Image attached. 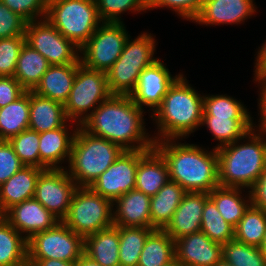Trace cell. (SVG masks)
<instances>
[{"instance_id":"e0dca14e","label":"cell","mask_w":266,"mask_h":266,"mask_svg":"<svg viewBox=\"0 0 266 266\" xmlns=\"http://www.w3.org/2000/svg\"><path fill=\"white\" fill-rule=\"evenodd\" d=\"M175 258L183 266H214L222 259V245L198 231L175 240Z\"/></svg>"},{"instance_id":"d590c367","label":"cell","mask_w":266,"mask_h":266,"mask_svg":"<svg viewBox=\"0 0 266 266\" xmlns=\"http://www.w3.org/2000/svg\"><path fill=\"white\" fill-rule=\"evenodd\" d=\"M201 231L213 242L221 245L234 239V228L223 219L210 197L205 201L203 208Z\"/></svg>"},{"instance_id":"60d3db41","label":"cell","mask_w":266,"mask_h":266,"mask_svg":"<svg viewBox=\"0 0 266 266\" xmlns=\"http://www.w3.org/2000/svg\"><path fill=\"white\" fill-rule=\"evenodd\" d=\"M25 36L0 39V76H14Z\"/></svg>"},{"instance_id":"f35d334b","label":"cell","mask_w":266,"mask_h":266,"mask_svg":"<svg viewBox=\"0 0 266 266\" xmlns=\"http://www.w3.org/2000/svg\"><path fill=\"white\" fill-rule=\"evenodd\" d=\"M8 142L24 166L39 168V133L30 129L11 137Z\"/></svg>"},{"instance_id":"f546056e","label":"cell","mask_w":266,"mask_h":266,"mask_svg":"<svg viewBox=\"0 0 266 266\" xmlns=\"http://www.w3.org/2000/svg\"><path fill=\"white\" fill-rule=\"evenodd\" d=\"M30 91H25L17 100L0 108V140H9L29 129Z\"/></svg>"},{"instance_id":"ffe728a7","label":"cell","mask_w":266,"mask_h":266,"mask_svg":"<svg viewBox=\"0 0 266 266\" xmlns=\"http://www.w3.org/2000/svg\"><path fill=\"white\" fill-rule=\"evenodd\" d=\"M169 180L168 166L162 155L154 147L150 150H139L135 189L152 197Z\"/></svg>"},{"instance_id":"4316f807","label":"cell","mask_w":266,"mask_h":266,"mask_svg":"<svg viewBox=\"0 0 266 266\" xmlns=\"http://www.w3.org/2000/svg\"><path fill=\"white\" fill-rule=\"evenodd\" d=\"M187 191L169 180L150 201L151 228L164 229Z\"/></svg>"},{"instance_id":"d4e9b609","label":"cell","mask_w":266,"mask_h":266,"mask_svg":"<svg viewBox=\"0 0 266 266\" xmlns=\"http://www.w3.org/2000/svg\"><path fill=\"white\" fill-rule=\"evenodd\" d=\"M68 121L64 104L30 91V130L47 132L64 126Z\"/></svg>"},{"instance_id":"d6986e66","label":"cell","mask_w":266,"mask_h":266,"mask_svg":"<svg viewBox=\"0 0 266 266\" xmlns=\"http://www.w3.org/2000/svg\"><path fill=\"white\" fill-rule=\"evenodd\" d=\"M254 0H204L193 20L198 24H240L256 12Z\"/></svg>"},{"instance_id":"4fadbf2b","label":"cell","mask_w":266,"mask_h":266,"mask_svg":"<svg viewBox=\"0 0 266 266\" xmlns=\"http://www.w3.org/2000/svg\"><path fill=\"white\" fill-rule=\"evenodd\" d=\"M77 188V184L65 168L46 169L38 177L34 198L62 221L68 214Z\"/></svg>"},{"instance_id":"603a6c76","label":"cell","mask_w":266,"mask_h":266,"mask_svg":"<svg viewBox=\"0 0 266 266\" xmlns=\"http://www.w3.org/2000/svg\"><path fill=\"white\" fill-rule=\"evenodd\" d=\"M45 169L23 166L0 185V211L4 214L14 205L34 197L39 175Z\"/></svg>"},{"instance_id":"7402d4cb","label":"cell","mask_w":266,"mask_h":266,"mask_svg":"<svg viewBox=\"0 0 266 266\" xmlns=\"http://www.w3.org/2000/svg\"><path fill=\"white\" fill-rule=\"evenodd\" d=\"M150 201L151 197L136 189L120 196L113 203L114 226L151 228Z\"/></svg>"},{"instance_id":"277c9868","label":"cell","mask_w":266,"mask_h":266,"mask_svg":"<svg viewBox=\"0 0 266 266\" xmlns=\"http://www.w3.org/2000/svg\"><path fill=\"white\" fill-rule=\"evenodd\" d=\"M265 136L250 130L246 143L237 140L217 151L218 182L221 187L251 189L266 170Z\"/></svg>"},{"instance_id":"e575fe53","label":"cell","mask_w":266,"mask_h":266,"mask_svg":"<svg viewBox=\"0 0 266 266\" xmlns=\"http://www.w3.org/2000/svg\"><path fill=\"white\" fill-rule=\"evenodd\" d=\"M153 228L119 226L120 266H138L145 241Z\"/></svg>"},{"instance_id":"7c38bea8","label":"cell","mask_w":266,"mask_h":266,"mask_svg":"<svg viewBox=\"0 0 266 266\" xmlns=\"http://www.w3.org/2000/svg\"><path fill=\"white\" fill-rule=\"evenodd\" d=\"M25 39L50 65L81 63L80 48L65 38L46 18L27 22Z\"/></svg>"},{"instance_id":"ee69618b","label":"cell","mask_w":266,"mask_h":266,"mask_svg":"<svg viewBox=\"0 0 266 266\" xmlns=\"http://www.w3.org/2000/svg\"><path fill=\"white\" fill-rule=\"evenodd\" d=\"M27 21L0 0V39L25 36Z\"/></svg>"},{"instance_id":"681fc988","label":"cell","mask_w":266,"mask_h":266,"mask_svg":"<svg viewBox=\"0 0 266 266\" xmlns=\"http://www.w3.org/2000/svg\"><path fill=\"white\" fill-rule=\"evenodd\" d=\"M263 44H264L263 46L259 47L260 48L259 51H257L258 54L255 60L256 65L254 66L255 67L254 80L266 78V41Z\"/></svg>"},{"instance_id":"7dc6e473","label":"cell","mask_w":266,"mask_h":266,"mask_svg":"<svg viewBox=\"0 0 266 266\" xmlns=\"http://www.w3.org/2000/svg\"><path fill=\"white\" fill-rule=\"evenodd\" d=\"M249 191L252 205L266 212V170L260 175L259 179Z\"/></svg>"},{"instance_id":"ba28073f","label":"cell","mask_w":266,"mask_h":266,"mask_svg":"<svg viewBox=\"0 0 266 266\" xmlns=\"http://www.w3.org/2000/svg\"><path fill=\"white\" fill-rule=\"evenodd\" d=\"M113 203L90 187H78L62 222L83 238L113 226Z\"/></svg>"},{"instance_id":"ac0fdd59","label":"cell","mask_w":266,"mask_h":266,"mask_svg":"<svg viewBox=\"0 0 266 266\" xmlns=\"http://www.w3.org/2000/svg\"><path fill=\"white\" fill-rule=\"evenodd\" d=\"M208 198L206 192H186L171 221L163 230L174 241L201 231L202 212Z\"/></svg>"},{"instance_id":"ab89813d","label":"cell","mask_w":266,"mask_h":266,"mask_svg":"<svg viewBox=\"0 0 266 266\" xmlns=\"http://www.w3.org/2000/svg\"><path fill=\"white\" fill-rule=\"evenodd\" d=\"M97 11L102 22H123L121 13L132 11L140 13L148 9V0H95ZM119 16V17H118Z\"/></svg>"},{"instance_id":"cb8c5ba5","label":"cell","mask_w":266,"mask_h":266,"mask_svg":"<svg viewBox=\"0 0 266 266\" xmlns=\"http://www.w3.org/2000/svg\"><path fill=\"white\" fill-rule=\"evenodd\" d=\"M80 64L51 65L33 92L39 96L65 104Z\"/></svg>"},{"instance_id":"bcb514c9","label":"cell","mask_w":266,"mask_h":266,"mask_svg":"<svg viewBox=\"0 0 266 266\" xmlns=\"http://www.w3.org/2000/svg\"><path fill=\"white\" fill-rule=\"evenodd\" d=\"M25 91L14 76H0V108L17 100Z\"/></svg>"},{"instance_id":"816d5d0a","label":"cell","mask_w":266,"mask_h":266,"mask_svg":"<svg viewBox=\"0 0 266 266\" xmlns=\"http://www.w3.org/2000/svg\"><path fill=\"white\" fill-rule=\"evenodd\" d=\"M76 266H102L98 262L94 261L86 254H82L80 258L76 261Z\"/></svg>"},{"instance_id":"9f6ffc18","label":"cell","mask_w":266,"mask_h":266,"mask_svg":"<svg viewBox=\"0 0 266 266\" xmlns=\"http://www.w3.org/2000/svg\"><path fill=\"white\" fill-rule=\"evenodd\" d=\"M20 266H35L33 263H30L29 261H26L25 263H23Z\"/></svg>"},{"instance_id":"8992f818","label":"cell","mask_w":266,"mask_h":266,"mask_svg":"<svg viewBox=\"0 0 266 266\" xmlns=\"http://www.w3.org/2000/svg\"><path fill=\"white\" fill-rule=\"evenodd\" d=\"M130 38L127 39L120 57L106 71L112 95H130L137 86L141 72L158 60L153 57L156 40L151 33H141L132 41Z\"/></svg>"},{"instance_id":"5bb4252c","label":"cell","mask_w":266,"mask_h":266,"mask_svg":"<svg viewBox=\"0 0 266 266\" xmlns=\"http://www.w3.org/2000/svg\"><path fill=\"white\" fill-rule=\"evenodd\" d=\"M139 150L124 151L91 185L90 188L114 203L135 189Z\"/></svg>"},{"instance_id":"6da1fadb","label":"cell","mask_w":266,"mask_h":266,"mask_svg":"<svg viewBox=\"0 0 266 266\" xmlns=\"http://www.w3.org/2000/svg\"><path fill=\"white\" fill-rule=\"evenodd\" d=\"M144 109L130 95H111L82 123L88 133L109 140L124 151L150 150L154 139L146 133Z\"/></svg>"},{"instance_id":"8fae6325","label":"cell","mask_w":266,"mask_h":266,"mask_svg":"<svg viewBox=\"0 0 266 266\" xmlns=\"http://www.w3.org/2000/svg\"><path fill=\"white\" fill-rule=\"evenodd\" d=\"M28 259H57L76 262L84 253V238L62 221L33 234L28 240Z\"/></svg>"},{"instance_id":"2e32d148","label":"cell","mask_w":266,"mask_h":266,"mask_svg":"<svg viewBox=\"0 0 266 266\" xmlns=\"http://www.w3.org/2000/svg\"><path fill=\"white\" fill-rule=\"evenodd\" d=\"M3 217L21 235L25 233L27 240L33 234L48 230L60 221L34 197L14 205Z\"/></svg>"},{"instance_id":"f6af8a7d","label":"cell","mask_w":266,"mask_h":266,"mask_svg":"<svg viewBox=\"0 0 266 266\" xmlns=\"http://www.w3.org/2000/svg\"><path fill=\"white\" fill-rule=\"evenodd\" d=\"M23 166L12 145L7 140H0V185Z\"/></svg>"},{"instance_id":"74e56055","label":"cell","mask_w":266,"mask_h":266,"mask_svg":"<svg viewBox=\"0 0 266 266\" xmlns=\"http://www.w3.org/2000/svg\"><path fill=\"white\" fill-rule=\"evenodd\" d=\"M222 258L232 266H266V259L260 248L236 239L222 245Z\"/></svg>"},{"instance_id":"44dd1931","label":"cell","mask_w":266,"mask_h":266,"mask_svg":"<svg viewBox=\"0 0 266 266\" xmlns=\"http://www.w3.org/2000/svg\"><path fill=\"white\" fill-rule=\"evenodd\" d=\"M76 131L77 128L71 134V132H68L67 126L64 125L60 128L39 133L40 169H64L59 164L64 160L69 162Z\"/></svg>"},{"instance_id":"30bf717a","label":"cell","mask_w":266,"mask_h":266,"mask_svg":"<svg viewBox=\"0 0 266 266\" xmlns=\"http://www.w3.org/2000/svg\"><path fill=\"white\" fill-rule=\"evenodd\" d=\"M130 37L123 22H102L80 48V61L90 69L106 72L120 57Z\"/></svg>"},{"instance_id":"b9f144b4","label":"cell","mask_w":266,"mask_h":266,"mask_svg":"<svg viewBox=\"0 0 266 266\" xmlns=\"http://www.w3.org/2000/svg\"><path fill=\"white\" fill-rule=\"evenodd\" d=\"M11 11L27 22L46 18L48 0H1Z\"/></svg>"},{"instance_id":"836d02e7","label":"cell","mask_w":266,"mask_h":266,"mask_svg":"<svg viewBox=\"0 0 266 266\" xmlns=\"http://www.w3.org/2000/svg\"><path fill=\"white\" fill-rule=\"evenodd\" d=\"M266 233V212L250 205L234 228V239L260 248Z\"/></svg>"},{"instance_id":"f907efd6","label":"cell","mask_w":266,"mask_h":266,"mask_svg":"<svg viewBox=\"0 0 266 266\" xmlns=\"http://www.w3.org/2000/svg\"><path fill=\"white\" fill-rule=\"evenodd\" d=\"M35 266H76V262L61 261L57 259H28Z\"/></svg>"},{"instance_id":"f1b7e54d","label":"cell","mask_w":266,"mask_h":266,"mask_svg":"<svg viewBox=\"0 0 266 266\" xmlns=\"http://www.w3.org/2000/svg\"><path fill=\"white\" fill-rule=\"evenodd\" d=\"M50 66L46 58L25 42L17 60L14 77L26 91H33Z\"/></svg>"},{"instance_id":"1f68e13d","label":"cell","mask_w":266,"mask_h":266,"mask_svg":"<svg viewBox=\"0 0 266 266\" xmlns=\"http://www.w3.org/2000/svg\"><path fill=\"white\" fill-rule=\"evenodd\" d=\"M174 259L175 241L163 229H154L145 241L138 266H164Z\"/></svg>"},{"instance_id":"6f0895ef","label":"cell","mask_w":266,"mask_h":266,"mask_svg":"<svg viewBox=\"0 0 266 266\" xmlns=\"http://www.w3.org/2000/svg\"><path fill=\"white\" fill-rule=\"evenodd\" d=\"M3 217V214L1 213V211H0V219Z\"/></svg>"},{"instance_id":"c3c4849f","label":"cell","mask_w":266,"mask_h":266,"mask_svg":"<svg viewBox=\"0 0 266 266\" xmlns=\"http://www.w3.org/2000/svg\"><path fill=\"white\" fill-rule=\"evenodd\" d=\"M256 82H259L258 84H260V99L258 100L260 103H258L259 105V109H260V119L258 122L259 123V128L258 130H255L256 128L254 127L255 124L253 123V130L254 131H258L257 133L265 135L266 136V78H261V79H257L255 80ZM266 138V137H265Z\"/></svg>"},{"instance_id":"4dcf8cb0","label":"cell","mask_w":266,"mask_h":266,"mask_svg":"<svg viewBox=\"0 0 266 266\" xmlns=\"http://www.w3.org/2000/svg\"><path fill=\"white\" fill-rule=\"evenodd\" d=\"M28 261L27 238L4 217L0 219V266H20Z\"/></svg>"},{"instance_id":"9c48e42d","label":"cell","mask_w":266,"mask_h":266,"mask_svg":"<svg viewBox=\"0 0 266 266\" xmlns=\"http://www.w3.org/2000/svg\"><path fill=\"white\" fill-rule=\"evenodd\" d=\"M111 95L106 72L87 68L81 63L77 68L71 92L64 104L65 114L71 123L74 121L81 126L90 114ZM88 111L91 112L88 113Z\"/></svg>"},{"instance_id":"db71d44e","label":"cell","mask_w":266,"mask_h":266,"mask_svg":"<svg viewBox=\"0 0 266 266\" xmlns=\"http://www.w3.org/2000/svg\"><path fill=\"white\" fill-rule=\"evenodd\" d=\"M164 266H183L176 258Z\"/></svg>"},{"instance_id":"11a10c76","label":"cell","mask_w":266,"mask_h":266,"mask_svg":"<svg viewBox=\"0 0 266 266\" xmlns=\"http://www.w3.org/2000/svg\"><path fill=\"white\" fill-rule=\"evenodd\" d=\"M214 266H232L230 263L226 262L223 258L217 262Z\"/></svg>"},{"instance_id":"484cf974","label":"cell","mask_w":266,"mask_h":266,"mask_svg":"<svg viewBox=\"0 0 266 266\" xmlns=\"http://www.w3.org/2000/svg\"><path fill=\"white\" fill-rule=\"evenodd\" d=\"M84 254L102 266H120L119 226H111L84 237Z\"/></svg>"},{"instance_id":"83f0119b","label":"cell","mask_w":266,"mask_h":266,"mask_svg":"<svg viewBox=\"0 0 266 266\" xmlns=\"http://www.w3.org/2000/svg\"><path fill=\"white\" fill-rule=\"evenodd\" d=\"M242 189L219 186L208 193L223 219L233 228L237 226L245 211L252 204L250 191H248L249 195L245 200V197L241 195Z\"/></svg>"},{"instance_id":"8d00e7d4","label":"cell","mask_w":266,"mask_h":266,"mask_svg":"<svg viewBox=\"0 0 266 266\" xmlns=\"http://www.w3.org/2000/svg\"><path fill=\"white\" fill-rule=\"evenodd\" d=\"M243 104L230 96L208 95L203 98L202 117H229V119H252Z\"/></svg>"},{"instance_id":"f5cc1de1","label":"cell","mask_w":266,"mask_h":266,"mask_svg":"<svg viewBox=\"0 0 266 266\" xmlns=\"http://www.w3.org/2000/svg\"><path fill=\"white\" fill-rule=\"evenodd\" d=\"M260 249H261L262 255H263L264 258L266 259V233H265V236H264L263 243H262V245L260 246Z\"/></svg>"},{"instance_id":"d6a6232c","label":"cell","mask_w":266,"mask_h":266,"mask_svg":"<svg viewBox=\"0 0 266 266\" xmlns=\"http://www.w3.org/2000/svg\"><path fill=\"white\" fill-rule=\"evenodd\" d=\"M212 133L217 141H220L215 149L231 144L237 140H243L247 133L253 129L252 119H229V117H202L201 126Z\"/></svg>"},{"instance_id":"3957f363","label":"cell","mask_w":266,"mask_h":266,"mask_svg":"<svg viewBox=\"0 0 266 266\" xmlns=\"http://www.w3.org/2000/svg\"><path fill=\"white\" fill-rule=\"evenodd\" d=\"M203 98L190 86L181 74L169 87L162 104L155 110L153 117L158 133L154 142L165 139H180L201 127Z\"/></svg>"},{"instance_id":"5b68a950","label":"cell","mask_w":266,"mask_h":266,"mask_svg":"<svg viewBox=\"0 0 266 266\" xmlns=\"http://www.w3.org/2000/svg\"><path fill=\"white\" fill-rule=\"evenodd\" d=\"M76 126L67 172L78 187H90L124 150L105 138L88 133L78 124Z\"/></svg>"},{"instance_id":"52a82bcc","label":"cell","mask_w":266,"mask_h":266,"mask_svg":"<svg viewBox=\"0 0 266 266\" xmlns=\"http://www.w3.org/2000/svg\"><path fill=\"white\" fill-rule=\"evenodd\" d=\"M46 19L78 48L102 24L95 0H48Z\"/></svg>"},{"instance_id":"7a4b0ae2","label":"cell","mask_w":266,"mask_h":266,"mask_svg":"<svg viewBox=\"0 0 266 266\" xmlns=\"http://www.w3.org/2000/svg\"><path fill=\"white\" fill-rule=\"evenodd\" d=\"M176 141L165 139L154 143V148L167 163L170 180L187 192L210 193L219 187L216 149L208 152L195 144Z\"/></svg>"},{"instance_id":"7bdbcfd3","label":"cell","mask_w":266,"mask_h":266,"mask_svg":"<svg viewBox=\"0 0 266 266\" xmlns=\"http://www.w3.org/2000/svg\"><path fill=\"white\" fill-rule=\"evenodd\" d=\"M204 0H148V9L171 8L183 19L193 21L201 11Z\"/></svg>"},{"instance_id":"9a60e30c","label":"cell","mask_w":266,"mask_h":266,"mask_svg":"<svg viewBox=\"0 0 266 266\" xmlns=\"http://www.w3.org/2000/svg\"><path fill=\"white\" fill-rule=\"evenodd\" d=\"M159 59L141 72L137 86L130 94L139 108L144 109L143 105L150 107L152 113L162 104L169 87L181 75L172 77L169 69Z\"/></svg>"}]
</instances>
